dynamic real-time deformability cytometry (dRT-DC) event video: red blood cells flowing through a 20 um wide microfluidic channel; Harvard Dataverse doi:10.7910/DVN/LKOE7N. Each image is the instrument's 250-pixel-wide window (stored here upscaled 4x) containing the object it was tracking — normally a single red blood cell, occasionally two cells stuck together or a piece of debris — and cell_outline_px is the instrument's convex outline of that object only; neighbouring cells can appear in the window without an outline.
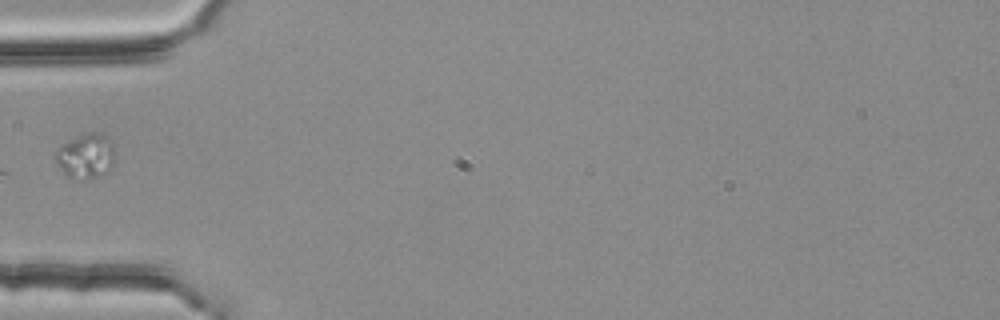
{"species": "common noctule bat (a hibernating species)", "species_latin": "Nyctalus noctula", "temperature_condition": "room temperature", "stored_images_in_passage": 4, "segment_of_instrument_passage": [2, 2], "camera_frame_rate_fps": 3000, "um_per_image_px": 0.085, "animal": {"sex": "female", "body_mass_g": 25.1}, "frame": {"image": 1, "passage_image": 4, "time_ms": 1.0, "image_size_px": [1000, 320], "cell_outline_px": [[116, 152], [112, 164], [108, 172], [100, 176], [88, 180], [72, 180], [56, 164], [52, 156], [56, 148], [88, 132], [104, 132], [108, 136]], "centroid_in_image_um": [7.29, 13.29], "position_along_channel_um": 77.7, "area_um2": 16.01}}